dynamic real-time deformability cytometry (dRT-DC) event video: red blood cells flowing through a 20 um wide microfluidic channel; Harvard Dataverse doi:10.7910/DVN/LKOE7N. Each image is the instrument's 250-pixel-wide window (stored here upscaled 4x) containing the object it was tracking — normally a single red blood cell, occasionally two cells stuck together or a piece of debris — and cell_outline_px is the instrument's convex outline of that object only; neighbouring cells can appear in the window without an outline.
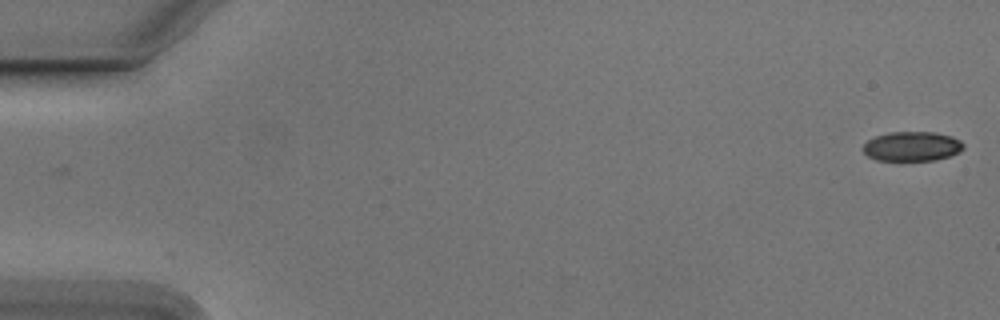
{"species": "Egyptian fruit bat (a non-hibernating species)", "species_latin": "Rousettus aegyptiacus", "temperature_condition": "cold", "stored_images_in_passage": 54, "camera_frame_rate_fps": 3000, "um_per_image_px": 0.085, "animal": {"sex": "male"}, "frame": {"image": 1, "passage_image": 1, "time_ms": 0.0, "image_size_px": [1000, 320], "cell_outline_px": [[964, 148], [960, 152], [952, 156], [936, 160], [876, 160], [868, 156], [864, 152], [864, 144], [868, 140], [876, 136], [888, 132], [932, 132], [952, 136], [960, 140], [964, 144]], "centroid_in_image_um": [77.56, 12.44], "position_along_channel_um": 7.4, "area_um2": 17.34}}
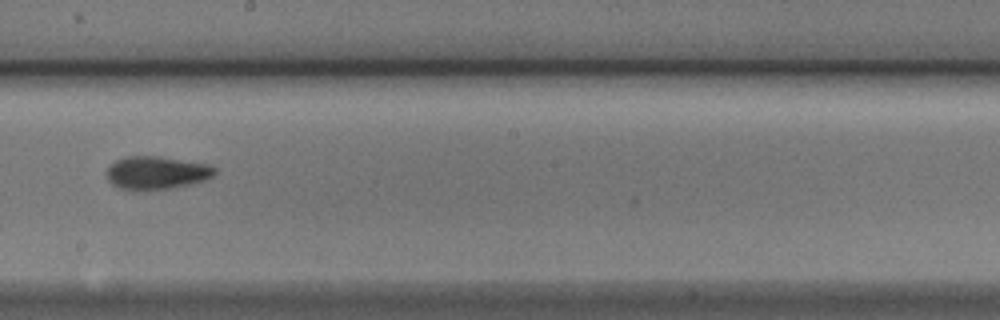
{"frame": {"image": 2, "passage_image": 31, "time_ms": 10.0, "image_size_px": [1000, 320], "cell_outline_px": [[216, 172], [208, 180], [192, 184], [172, 188], [144, 192], [128, 192], [112, 184], [108, 180], [108, 168], [116, 160], [128, 156], [156, 156], [208, 164], [216, 168]], "centroid_in_image_um": [13.31, 14.73], "position_along_channel_um": 234.9, "area_um2": 21.27}}
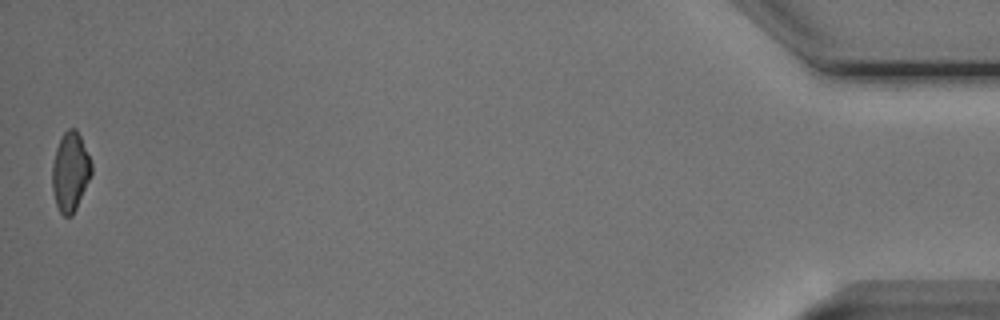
{"frame": {"image": 3, "passage_image": 54, "time_ms": 17.667, "image_size_px": [1000, 320], "cell_outline_px": [[92, 172], [76, 208], [72, 216], [64, 216], [60, 212], [56, 204], [52, 188], [52, 164], [56, 148], [64, 132], [68, 128], [76, 128], [80, 136], [92, 164]], "centroid_in_image_um": [5.96, 14.59], "position_along_channel_um": 429.2, "area_um2": 17.86}, "authors_computed_cell_mechanics": {"area_um2": 19.2763, "velocity_mm_per_s": 3.7757, "shape_relaxation_time_tau1_ms": 3.7601, "shape_relaxation_time_tau2_ms": 4.4561, "deformation_change_tau1": 0.1278, "deformation_change_tau2": 0.1083}}